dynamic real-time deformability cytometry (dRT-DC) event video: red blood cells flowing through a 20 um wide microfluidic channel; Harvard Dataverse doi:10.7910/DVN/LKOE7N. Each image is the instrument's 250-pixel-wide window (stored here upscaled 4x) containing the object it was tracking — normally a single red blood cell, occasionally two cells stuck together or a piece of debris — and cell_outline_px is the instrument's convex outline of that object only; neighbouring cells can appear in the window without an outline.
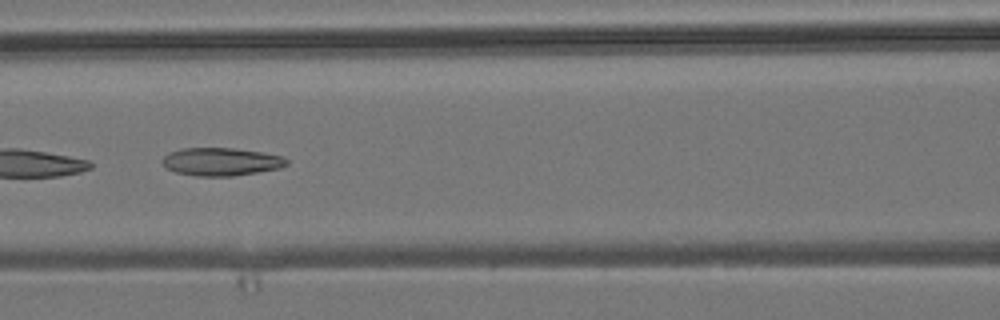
{"species": "common noctule bat (a hibernating species)", "species_latin": "Nyctalus noctula", "temperature_condition": "room temperature", "stored_images_in_passage": 9, "camera_frame_rate_fps": 3000, "um_per_image_px": 0.085, "animal": {"sex": "male", "body_mass_g": 19.2, "forearm_length_mm": 51.8}, "frame": {"image": 1, "passage_image": 7, "time_ms": 7.0, "image_size_px": [1000, 320], "cell_outline_px": [[288, 164], [280, 168], [232, 176], [196, 176], [176, 172], [164, 168], [160, 160], [168, 152], [180, 148], [232, 148], [260, 152], [284, 156], [288, 160]], "centroid_in_image_um": [18.74, 13.74], "position_along_channel_um": 147.9, "area_um2": 20.4}}
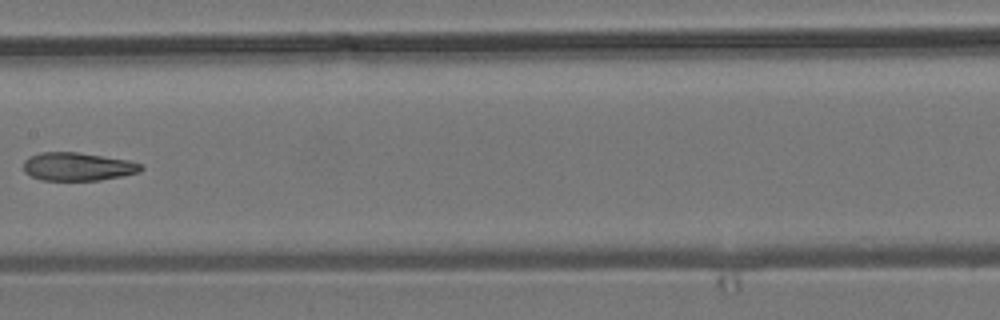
{"frame": {"image": 2, "passage_image": 8, "time_ms": 8.333, "image_size_px": [1000, 320], "cell_outline_px": [[144, 168], [140, 172], [100, 180], [40, 180], [24, 172], [24, 160], [28, 156], [40, 152], [76, 152], [128, 160], [140, 164]], "centroid_in_image_um": [6.57, 14.16], "position_along_channel_um": 200.8, "area_um2": 19.25}}
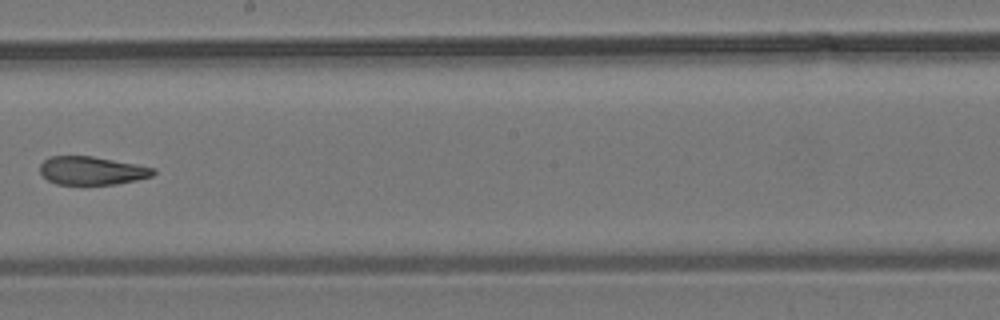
{"frame": {"image": 3, "passage_image": 9, "time_ms": 9.333, "image_size_px": [1000, 320], "cell_outline_px": [[156, 172], [152, 176], [136, 180], [116, 184], [56, 184], [48, 180], [40, 172], [40, 164], [44, 160], [52, 156], [92, 156], [136, 164], [156, 168]], "centroid_in_image_um": [7.82, 14.5], "position_along_channel_um": 240.4, "area_um2": 18.61}}